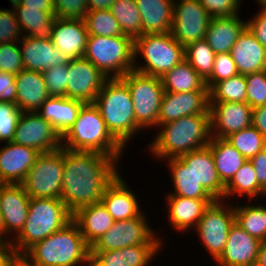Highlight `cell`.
Here are the masks:
<instances>
[{"label":"cell","instance_id":"obj_1","mask_svg":"<svg viewBox=\"0 0 266 266\" xmlns=\"http://www.w3.org/2000/svg\"><path fill=\"white\" fill-rule=\"evenodd\" d=\"M63 160L60 199L72 215L82 207L100 202L107 186L119 175L118 159L113 156L63 148Z\"/></svg>","mask_w":266,"mask_h":266},{"label":"cell","instance_id":"obj_2","mask_svg":"<svg viewBox=\"0 0 266 266\" xmlns=\"http://www.w3.org/2000/svg\"><path fill=\"white\" fill-rule=\"evenodd\" d=\"M158 126L163 128L149 147L157 158H179L208 146L211 139L210 114L184 116Z\"/></svg>","mask_w":266,"mask_h":266},{"label":"cell","instance_id":"obj_3","mask_svg":"<svg viewBox=\"0 0 266 266\" xmlns=\"http://www.w3.org/2000/svg\"><path fill=\"white\" fill-rule=\"evenodd\" d=\"M23 254L39 266L90 264V246L73 219L60 230L34 243Z\"/></svg>","mask_w":266,"mask_h":266},{"label":"cell","instance_id":"obj_4","mask_svg":"<svg viewBox=\"0 0 266 266\" xmlns=\"http://www.w3.org/2000/svg\"><path fill=\"white\" fill-rule=\"evenodd\" d=\"M62 147L71 151L97 152L118 160L124 150L108 131L94 103L82 106L76 121L62 136Z\"/></svg>","mask_w":266,"mask_h":266},{"label":"cell","instance_id":"obj_5","mask_svg":"<svg viewBox=\"0 0 266 266\" xmlns=\"http://www.w3.org/2000/svg\"><path fill=\"white\" fill-rule=\"evenodd\" d=\"M93 103L108 131L123 147L133 135L143 129L136 122L129 89L120 78L108 79Z\"/></svg>","mask_w":266,"mask_h":266},{"label":"cell","instance_id":"obj_6","mask_svg":"<svg viewBox=\"0 0 266 266\" xmlns=\"http://www.w3.org/2000/svg\"><path fill=\"white\" fill-rule=\"evenodd\" d=\"M73 218L61 199L30 198L23 229L12 241L15 253H24L34 243L63 228Z\"/></svg>","mask_w":266,"mask_h":266},{"label":"cell","instance_id":"obj_7","mask_svg":"<svg viewBox=\"0 0 266 266\" xmlns=\"http://www.w3.org/2000/svg\"><path fill=\"white\" fill-rule=\"evenodd\" d=\"M83 57L108 79L121 78L134 70V39L130 36L89 35Z\"/></svg>","mask_w":266,"mask_h":266},{"label":"cell","instance_id":"obj_8","mask_svg":"<svg viewBox=\"0 0 266 266\" xmlns=\"http://www.w3.org/2000/svg\"><path fill=\"white\" fill-rule=\"evenodd\" d=\"M139 54L146 64H134V70L162 77L185 59V47L171 33L143 34L134 39V60Z\"/></svg>","mask_w":266,"mask_h":266},{"label":"cell","instance_id":"obj_9","mask_svg":"<svg viewBox=\"0 0 266 266\" xmlns=\"http://www.w3.org/2000/svg\"><path fill=\"white\" fill-rule=\"evenodd\" d=\"M120 79L129 89L136 122L144 129L158 127V116L164 94L161 77L132 70Z\"/></svg>","mask_w":266,"mask_h":266},{"label":"cell","instance_id":"obj_10","mask_svg":"<svg viewBox=\"0 0 266 266\" xmlns=\"http://www.w3.org/2000/svg\"><path fill=\"white\" fill-rule=\"evenodd\" d=\"M63 171V147L39 153L22 185L30 198L60 199Z\"/></svg>","mask_w":266,"mask_h":266},{"label":"cell","instance_id":"obj_11","mask_svg":"<svg viewBox=\"0 0 266 266\" xmlns=\"http://www.w3.org/2000/svg\"><path fill=\"white\" fill-rule=\"evenodd\" d=\"M215 200L204 210L197 226V232L207 251L215 261L222 254L228 239V233L235 222L233 206ZM224 205V206H223Z\"/></svg>","mask_w":266,"mask_h":266},{"label":"cell","instance_id":"obj_12","mask_svg":"<svg viewBox=\"0 0 266 266\" xmlns=\"http://www.w3.org/2000/svg\"><path fill=\"white\" fill-rule=\"evenodd\" d=\"M145 217L142 212L129 220L114 221L111 228L90 247V251L118 250L137 244H162Z\"/></svg>","mask_w":266,"mask_h":266},{"label":"cell","instance_id":"obj_13","mask_svg":"<svg viewBox=\"0 0 266 266\" xmlns=\"http://www.w3.org/2000/svg\"><path fill=\"white\" fill-rule=\"evenodd\" d=\"M211 16L198 0L175 1L171 34L184 47L205 39Z\"/></svg>","mask_w":266,"mask_h":266},{"label":"cell","instance_id":"obj_14","mask_svg":"<svg viewBox=\"0 0 266 266\" xmlns=\"http://www.w3.org/2000/svg\"><path fill=\"white\" fill-rule=\"evenodd\" d=\"M12 142L31 147L39 153L62 147V137L37 112H22Z\"/></svg>","mask_w":266,"mask_h":266},{"label":"cell","instance_id":"obj_15","mask_svg":"<svg viewBox=\"0 0 266 266\" xmlns=\"http://www.w3.org/2000/svg\"><path fill=\"white\" fill-rule=\"evenodd\" d=\"M66 97L93 103L108 78L85 57L68 61Z\"/></svg>","mask_w":266,"mask_h":266},{"label":"cell","instance_id":"obj_16","mask_svg":"<svg viewBox=\"0 0 266 266\" xmlns=\"http://www.w3.org/2000/svg\"><path fill=\"white\" fill-rule=\"evenodd\" d=\"M211 137L226 138L252 125L253 109L246 102H210Z\"/></svg>","mask_w":266,"mask_h":266},{"label":"cell","instance_id":"obj_17","mask_svg":"<svg viewBox=\"0 0 266 266\" xmlns=\"http://www.w3.org/2000/svg\"><path fill=\"white\" fill-rule=\"evenodd\" d=\"M209 90L184 93L164 92L158 116V125L184 116L209 113Z\"/></svg>","mask_w":266,"mask_h":266},{"label":"cell","instance_id":"obj_18","mask_svg":"<svg viewBox=\"0 0 266 266\" xmlns=\"http://www.w3.org/2000/svg\"><path fill=\"white\" fill-rule=\"evenodd\" d=\"M260 245V240L234 222L224 250L216 262L220 266H256Z\"/></svg>","mask_w":266,"mask_h":266},{"label":"cell","instance_id":"obj_19","mask_svg":"<svg viewBox=\"0 0 266 266\" xmlns=\"http://www.w3.org/2000/svg\"><path fill=\"white\" fill-rule=\"evenodd\" d=\"M25 70L43 72L48 68L68 64L69 59L59 52L51 39L22 36L19 40Z\"/></svg>","mask_w":266,"mask_h":266},{"label":"cell","instance_id":"obj_20","mask_svg":"<svg viewBox=\"0 0 266 266\" xmlns=\"http://www.w3.org/2000/svg\"><path fill=\"white\" fill-rule=\"evenodd\" d=\"M39 152L9 142L0 149V184H22Z\"/></svg>","mask_w":266,"mask_h":266},{"label":"cell","instance_id":"obj_21","mask_svg":"<svg viewBox=\"0 0 266 266\" xmlns=\"http://www.w3.org/2000/svg\"><path fill=\"white\" fill-rule=\"evenodd\" d=\"M88 36L84 20L56 18L51 40L61 54L73 60L83 57Z\"/></svg>","mask_w":266,"mask_h":266},{"label":"cell","instance_id":"obj_22","mask_svg":"<svg viewBox=\"0 0 266 266\" xmlns=\"http://www.w3.org/2000/svg\"><path fill=\"white\" fill-rule=\"evenodd\" d=\"M192 170L195 180L215 200L224 198L225 185L218 176L211 149L206 146L179 157Z\"/></svg>","mask_w":266,"mask_h":266},{"label":"cell","instance_id":"obj_23","mask_svg":"<svg viewBox=\"0 0 266 266\" xmlns=\"http://www.w3.org/2000/svg\"><path fill=\"white\" fill-rule=\"evenodd\" d=\"M29 202L22 184H0V212L7 234L16 232L17 236L23 229Z\"/></svg>","mask_w":266,"mask_h":266},{"label":"cell","instance_id":"obj_24","mask_svg":"<svg viewBox=\"0 0 266 266\" xmlns=\"http://www.w3.org/2000/svg\"><path fill=\"white\" fill-rule=\"evenodd\" d=\"M161 244H137L118 250L90 251L89 266H147Z\"/></svg>","mask_w":266,"mask_h":266},{"label":"cell","instance_id":"obj_25","mask_svg":"<svg viewBox=\"0 0 266 266\" xmlns=\"http://www.w3.org/2000/svg\"><path fill=\"white\" fill-rule=\"evenodd\" d=\"M230 53L239 74L247 75L266 70V48L247 27L239 35Z\"/></svg>","mask_w":266,"mask_h":266},{"label":"cell","instance_id":"obj_26","mask_svg":"<svg viewBox=\"0 0 266 266\" xmlns=\"http://www.w3.org/2000/svg\"><path fill=\"white\" fill-rule=\"evenodd\" d=\"M16 105L22 112H37L50 97L42 72L21 70L15 75Z\"/></svg>","mask_w":266,"mask_h":266},{"label":"cell","instance_id":"obj_27","mask_svg":"<svg viewBox=\"0 0 266 266\" xmlns=\"http://www.w3.org/2000/svg\"><path fill=\"white\" fill-rule=\"evenodd\" d=\"M127 184L118 175L105 189L101 198L114 221L129 220L139 216L142 212L135 194L128 189Z\"/></svg>","mask_w":266,"mask_h":266},{"label":"cell","instance_id":"obj_28","mask_svg":"<svg viewBox=\"0 0 266 266\" xmlns=\"http://www.w3.org/2000/svg\"><path fill=\"white\" fill-rule=\"evenodd\" d=\"M85 103L66 96H50L37 113L48 121L62 137L76 121Z\"/></svg>","mask_w":266,"mask_h":266},{"label":"cell","instance_id":"obj_29","mask_svg":"<svg viewBox=\"0 0 266 266\" xmlns=\"http://www.w3.org/2000/svg\"><path fill=\"white\" fill-rule=\"evenodd\" d=\"M215 199H194L177 195H168V217L174 229L182 232L192 226H197L204 210L214 202Z\"/></svg>","mask_w":266,"mask_h":266},{"label":"cell","instance_id":"obj_30","mask_svg":"<svg viewBox=\"0 0 266 266\" xmlns=\"http://www.w3.org/2000/svg\"><path fill=\"white\" fill-rule=\"evenodd\" d=\"M246 22L240 20L238 15L211 17L205 40L215 54L230 52L246 28Z\"/></svg>","mask_w":266,"mask_h":266},{"label":"cell","instance_id":"obj_31","mask_svg":"<svg viewBox=\"0 0 266 266\" xmlns=\"http://www.w3.org/2000/svg\"><path fill=\"white\" fill-rule=\"evenodd\" d=\"M81 231L86 243L91 247L113 225L114 219L100 201L80 208L72 218Z\"/></svg>","mask_w":266,"mask_h":266},{"label":"cell","instance_id":"obj_32","mask_svg":"<svg viewBox=\"0 0 266 266\" xmlns=\"http://www.w3.org/2000/svg\"><path fill=\"white\" fill-rule=\"evenodd\" d=\"M143 34L171 33L174 0H135Z\"/></svg>","mask_w":266,"mask_h":266},{"label":"cell","instance_id":"obj_33","mask_svg":"<svg viewBox=\"0 0 266 266\" xmlns=\"http://www.w3.org/2000/svg\"><path fill=\"white\" fill-rule=\"evenodd\" d=\"M211 149L219 178L226 186L247 159L225 138L211 137Z\"/></svg>","mask_w":266,"mask_h":266},{"label":"cell","instance_id":"obj_34","mask_svg":"<svg viewBox=\"0 0 266 266\" xmlns=\"http://www.w3.org/2000/svg\"><path fill=\"white\" fill-rule=\"evenodd\" d=\"M164 92H191L209 90L204 79L184 59L161 77Z\"/></svg>","mask_w":266,"mask_h":266},{"label":"cell","instance_id":"obj_35","mask_svg":"<svg viewBox=\"0 0 266 266\" xmlns=\"http://www.w3.org/2000/svg\"><path fill=\"white\" fill-rule=\"evenodd\" d=\"M13 10L20 30H22L21 33L26 30L25 36H31L36 39L52 38L56 16H53L50 12L38 10V8H27L21 5Z\"/></svg>","mask_w":266,"mask_h":266},{"label":"cell","instance_id":"obj_36","mask_svg":"<svg viewBox=\"0 0 266 266\" xmlns=\"http://www.w3.org/2000/svg\"><path fill=\"white\" fill-rule=\"evenodd\" d=\"M170 173L172 174L174 192L169 195H177L194 199H214L195 180L192 170L180 158L168 159Z\"/></svg>","mask_w":266,"mask_h":266},{"label":"cell","instance_id":"obj_37","mask_svg":"<svg viewBox=\"0 0 266 266\" xmlns=\"http://www.w3.org/2000/svg\"><path fill=\"white\" fill-rule=\"evenodd\" d=\"M235 222L258 240L266 241V206L248 205L234 207Z\"/></svg>","mask_w":266,"mask_h":266},{"label":"cell","instance_id":"obj_38","mask_svg":"<svg viewBox=\"0 0 266 266\" xmlns=\"http://www.w3.org/2000/svg\"><path fill=\"white\" fill-rule=\"evenodd\" d=\"M110 11L119 22L124 35L133 39L143 35L141 14L135 0H116Z\"/></svg>","mask_w":266,"mask_h":266},{"label":"cell","instance_id":"obj_39","mask_svg":"<svg viewBox=\"0 0 266 266\" xmlns=\"http://www.w3.org/2000/svg\"><path fill=\"white\" fill-rule=\"evenodd\" d=\"M261 186L258 183L256 172L250 160H247L225 186L224 198L233 196L256 197L260 195Z\"/></svg>","mask_w":266,"mask_h":266},{"label":"cell","instance_id":"obj_40","mask_svg":"<svg viewBox=\"0 0 266 266\" xmlns=\"http://www.w3.org/2000/svg\"><path fill=\"white\" fill-rule=\"evenodd\" d=\"M245 75L238 74L217 82L210 90V102H246Z\"/></svg>","mask_w":266,"mask_h":266},{"label":"cell","instance_id":"obj_41","mask_svg":"<svg viewBox=\"0 0 266 266\" xmlns=\"http://www.w3.org/2000/svg\"><path fill=\"white\" fill-rule=\"evenodd\" d=\"M215 53L205 39L188 44L185 47V60L206 81L212 74Z\"/></svg>","mask_w":266,"mask_h":266},{"label":"cell","instance_id":"obj_42","mask_svg":"<svg viewBox=\"0 0 266 266\" xmlns=\"http://www.w3.org/2000/svg\"><path fill=\"white\" fill-rule=\"evenodd\" d=\"M83 20L89 35L127 36L122 33L119 22L110 9L88 11Z\"/></svg>","mask_w":266,"mask_h":266},{"label":"cell","instance_id":"obj_43","mask_svg":"<svg viewBox=\"0 0 266 266\" xmlns=\"http://www.w3.org/2000/svg\"><path fill=\"white\" fill-rule=\"evenodd\" d=\"M225 139L247 160L266 147V139L253 125L234 132Z\"/></svg>","mask_w":266,"mask_h":266},{"label":"cell","instance_id":"obj_44","mask_svg":"<svg viewBox=\"0 0 266 266\" xmlns=\"http://www.w3.org/2000/svg\"><path fill=\"white\" fill-rule=\"evenodd\" d=\"M246 103L252 109L266 105V70L245 75Z\"/></svg>","mask_w":266,"mask_h":266},{"label":"cell","instance_id":"obj_45","mask_svg":"<svg viewBox=\"0 0 266 266\" xmlns=\"http://www.w3.org/2000/svg\"><path fill=\"white\" fill-rule=\"evenodd\" d=\"M22 111L15 103L0 102V142H12Z\"/></svg>","mask_w":266,"mask_h":266},{"label":"cell","instance_id":"obj_46","mask_svg":"<svg viewBox=\"0 0 266 266\" xmlns=\"http://www.w3.org/2000/svg\"><path fill=\"white\" fill-rule=\"evenodd\" d=\"M238 74L236 64L230 52L215 54L212 74L205 83L210 90L217 82Z\"/></svg>","mask_w":266,"mask_h":266},{"label":"cell","instance_id":"obj_47","mask_svg":"<svg viewBox=\"0 0 266 266\" xmlns=\"http://www.w3.org/2000/svg\"><path fill=\"white\" fill-rule=\"evenodd\" d=\"M18 42L0 44V70L16 75L24 69Z\"/></svg>","mask_w":266,"mask_h":266},{"label":"cell","instance_id":"obj_48","mask_svg":"<svg viewBox=\"0 0 266 266\" xmlns=\"http://www.w3.org/2000/svg\"><path fill=\"white\" fill-rule=\"evenodd\" d=\"M68 64L48 68L42 72L50 96H66Z\"/></svg>","mask_w":266,"mask_h":266},{"label":"cell","instance_id":"obj_49","mask_svg":"<svg viewBox=\"0 0 266 266\" xmlns=\"http://www.w3.org/2000/svg\"><path fill=\"white\" fill-rule=\"evenodd\" d=\"M21 30L14 10L0 9V44L18 42Z\"/></svg>","mask_w":266,"mask_h":266},{"label":"cell","instance_id":"obj_50","mask_svg":"<svg viewBox=\"0 0 266 266\" xmlns=\"http://www.w3.org/2000/svg\"><path fill=\"white\" fill-rule=\"evenodd\" d=\"M57 18L83 20L88 12L87 0H53Z\"/></svg>","mask_w":266,"mask_h":266},{"label":"cell","instance_id":"obj_51","mask_svg":"<svg viewBox=\"0 0 266 266\" xmlns=\"http://www.w3.org/2000/svg\"><path fill=\"white\" fill-rule=\"evenodd\" d=\"M211 17L239 15L241 0H198Z\"/></svg>","mask_w":266,"mask_h":266},{"label":"cell","instance_id":"obj_52","mask_svg":"<svg viewBox=\"0 0 266 266\" xmlns=\"http://www.w3.org/2000/svg\"><path fill=\"white\" fill-rule=\"evenodd\" d=\"M15 75L0 70V102L16 103Z\"/></svg>","mask_w":266,"mask_h":266},{"label":"cell","instance_id":"obj_53","mask_svg":"<svg viewBox=\"0 0 266 266\" xmlns=\"http://www.w3.org/2000/svg\"><path fill=\"white\" fill-rule=\"evenodd\" d=\"M260 11L253 19L246 22V27L258 42L266 48V8L262 7Z\"/></svg>","mask_w":266,"mask_h":266},{"label":"cell","instance_id":"obj_54","mask_svg":"<svg viewBox=\"0 0 266 266\" xmlns=\"http://www.w3.org/2000/svg\"><path fill=\"white\" fill-rule=\"evenodd\" d=\"M261 187L266 183V147L250 159Z\"/></svg>","mask_w":266,"mask_h":266},{"label":"cell","instance_id":"obj_55","mask_svg":"<svg viewBox=\"0 0 266 266\" xmlns=\"http://www.w3.org/2000/svg\"><path fill=\"white\" fill-rule=\"evenodd\" d=\"M252 125L266 139V105L253 109Z\"/></svg>","mask_w":266,"mask_h":266},{"label":"cell","instance_id":"obj_56","mask_svg":"<svg viewBox=\"0 0 266 266\" xmlns=\"http://www.w3.org/2000/svg\"><path fill=\"white\" fill-rule=\"evenodd\" d=\"M20 5L27 8H38V10L50 12L55 16L53 0H22Z\"/></svg>","mask_w":266,"mask_h":266},{"label":"cell","instance_id":"obj_57","mask_svg":"<svg viewBox=\"0 0 266 266\" xmlns=\"http://www.w3.org/2000/svg\"><path fill=\"white\" fill-rule=\"evenodd\" d=\"M15 251L12 242L0 243V266H9Z\"/></svg>","mask_w":266,"mask_h":266},{"label":"cell","instance_id":"obj_58","mask_svg":"<svg viewBox=\"0 0 266 266\" xmlns=\"http://www.w3.org/2000/svg\"><path fill=\"white\" fill-rule=\"evenodd\" d=\"M9 266H39V265L31 261L23 253H15L10 260Z\"/></svg>","mask_w":266,"mask_h":266},{"label":"cell","instance_id":"obj_59","mask_svg":"<svg viewBox=\"0 0 266 266\" xmlns=\"http://www.w3.org/2000/svg\"><path fill=\"white\" fill-rule=\"evenodd\" d=\"M116 0H87L88 11L110 9Z\"/></svg>","mask_w":266,"mask_h":266},{"label":"cell","instance_id":"obj_60","mask_svg":"<svg viewBox=\"0 0 266 266\" xmlns=\"http://www.w3.org/2000/svg\"><path fill=\"white\" fill-rule=\"evenodd\" d=\"M256 266H266V241L261 242Z\"/></svg>","mask_w":266,"mask_h":266},{"label":"cell","instance_id":"obj_61","mask_svg":"<svg viewBox=\"0 0 266 266\" xmlns=\"http://www.w3.org/2000/svg\"><path fill=\"white\" fill-rule=\"evenodd\" d=\"M5 234H7L6 233V228H5V225H4V222H3L2 214L0 212V243L12 242V240L6 241L7 239H4V236H6Z\"/></svg>","mask_w":266,"mask_h":266},{"label":"cell","instance_id":"obj_62","mask_svg":"<svg viewBox=\"0 0 266 266\" xmlns=\"http://www.w3.org/2000/svg\"><path fill=\"white\" fill-rule=\"evenodd\" d=\"M11 2V4L13 5V9L17 6L20 5V3L22 2V0H9Z\"/></svg>","mask_w":266,"mask_h":266},{"label":"cell","instance_id":"obj_63","mask_svg":"<svg viewBox=\"0 0 266 266\" xmlns=\"http://www.w3.org/2000/svg\"><path fill=\"white\" fill-rule=\"evenodd\" d=\"M258 4L260 3V6L263 8H266V0H256Z\"/></svg>","mask_w":266,"mask_h":266},{"label":"cell","instance_id":"obj_64","mask_svg":"<svg viewBox=\"0 0 266 266\" xmlns=\"http://www.w3.org/2000/svg\"><path fill=\"white\" fill-rule=\"evenodd\" d=\"M260 194H262V196L265 195L266 197V183L263 185V187L261 188Z\"/></svg>","mask_w":266,"mask_h":266}]
</instances>
